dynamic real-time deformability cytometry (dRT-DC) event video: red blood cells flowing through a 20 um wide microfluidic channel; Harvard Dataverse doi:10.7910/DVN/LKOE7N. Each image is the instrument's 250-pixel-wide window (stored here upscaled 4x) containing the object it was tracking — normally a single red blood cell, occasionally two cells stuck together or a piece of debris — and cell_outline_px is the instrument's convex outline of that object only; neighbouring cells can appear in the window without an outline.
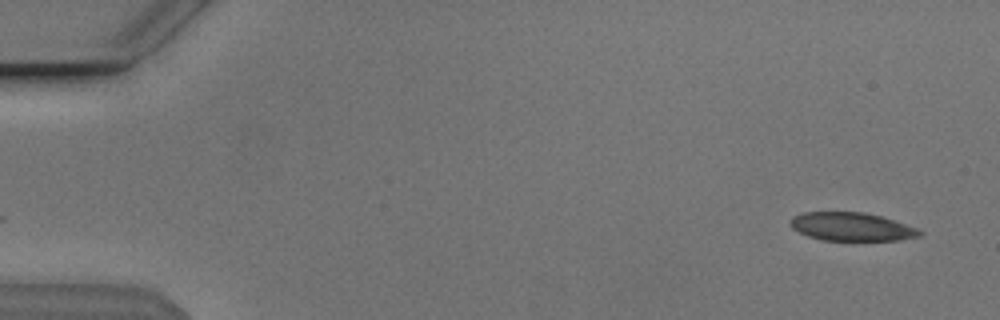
{"species": "Egyptian fruit bat (a non-hibernating species)", "species_latin": "Rousettus aegyptiacus", "temperature_condition": "cold", "stored_images_in_passage": 50, "camera_frame_rate_fps": 3000, "um_per_image_px": 0.085, "animal": {"sex": "male"}, "frame": {"image": 1, "passage_image": 2, "time_ms": 0.333, "image_size_px": [1000, 320], "cell_outline_px": [[924, 232], [920, 236], [900, 240], [820, 240], [808, 236], [792, 228], [788, 224], [788, 220], [792, 216], [804, 212], [864, 212], [880, 216], [916, 228]], "centroid_in_image_um": [72.33, 19.27], "position_along_channel_um": 12.7, "area_um2": 21.33}}
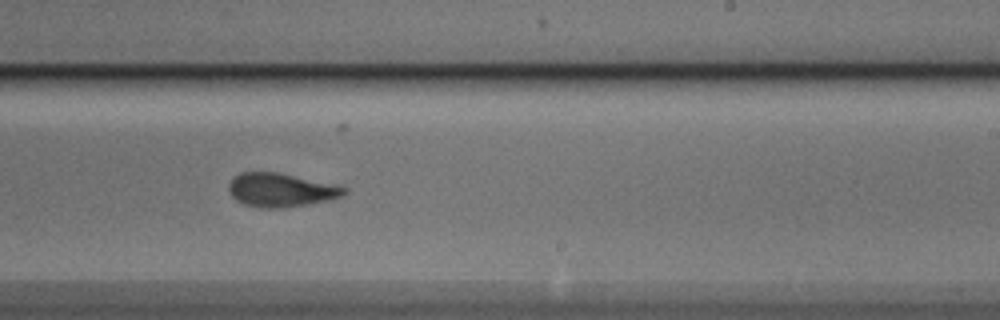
{"frame": {"image": 2, "passage_image": 32, "time_ms": 10.333, "image_size_px": [1000, 320], "cell_outline_px": [[348, 192], [344, 196], [332, 200], [284, 208], [264, 208], [244, 204], [236, 200], [232, 196], [228, 188], [228, 184], [232, 176], [240, 172], [280, 172], [348, 188]], "centroid_in_image_um": [23.87, 16.15], "position_along_channel_um": 265.1, "area_um2": 22.89}}
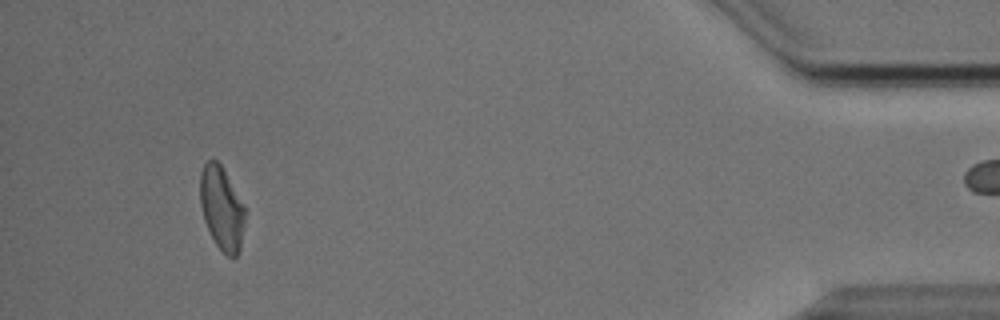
{"frame": {"image": 3, "passage_image": 49, "time_ms": 16.0, "image_size_px": [1000, 320], "cell_outline_px": [[244, 224], [240, 248], [236, 256], [232, 260], [216, 244], [204, 220], [200, 204], [200, 172], [204, 164], [208, 160], [216, 160], [220, 164], [244, 204]], "centroid_in_image_um": [18.84, 17.7], "position_along_channel_um": 416.4, "area_um2": 21.56}}